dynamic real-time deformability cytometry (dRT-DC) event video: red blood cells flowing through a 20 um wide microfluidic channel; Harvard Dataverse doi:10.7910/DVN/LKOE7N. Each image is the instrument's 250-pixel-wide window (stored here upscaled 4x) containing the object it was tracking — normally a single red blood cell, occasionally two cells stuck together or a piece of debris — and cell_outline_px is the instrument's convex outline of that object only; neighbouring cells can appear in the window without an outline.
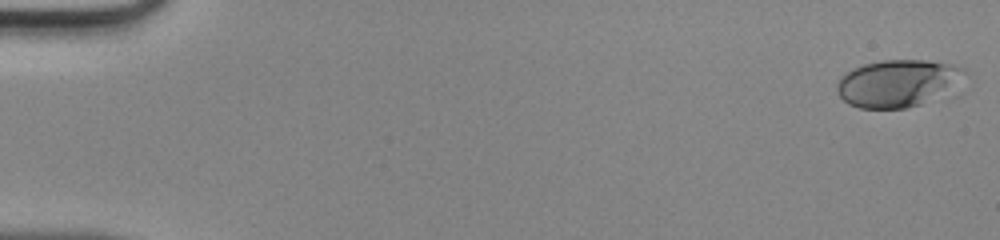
{"species": "human", "species_latin": "Homo sapiens", "temperature_condition": "room temperature", "stored_images_in_passage": 48, "camera_frame_rate_fps": 3000, "um_per_image_px": 0.085, "donor": {"sex": "male"}, "frame": {"image": 1, "passage_image": 1, "time_ms": 0.0, "image_size_px": [1000, 240], "cell_outline_px": [[964, 72], [920, 104], [908, 108], [860, 108], [848, 104], [836, 92], [836, 84], [852, 68], [864, 64], [884, 60], [924, 60], [952, 64], [964, 68]], "centroid_in_image_um": [76.09, 7.05], "position_along_channel_um": 8.9, "area_um2": 33.23}}
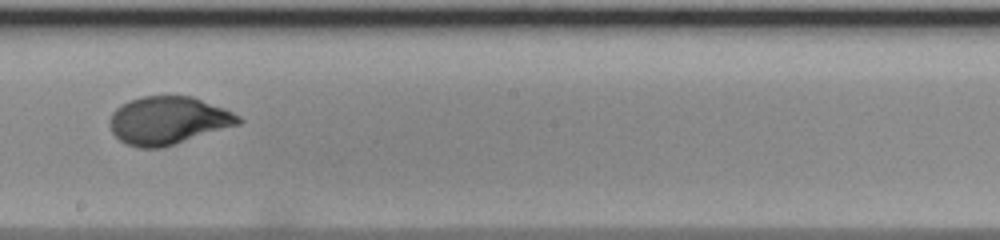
{"frame": {"image": 2, "passage_image": 28, "time_ms": 9.0, "image_size_px": [1000, 240], "cell_outline_px": [[244, 120], [240, 124], [176, 144], [160, 148], [140, 148], [128, 144], [120, 140], [112, 132], [108, 124], [112, 112], [120, 104], [128, 100], [144, 96], [192, 96], [224, 108], [240, 116]], "centroid_in_image_um": [14.29, 10.24], "position_along_channel_um": 233.9, "area_um2": 36.07}}
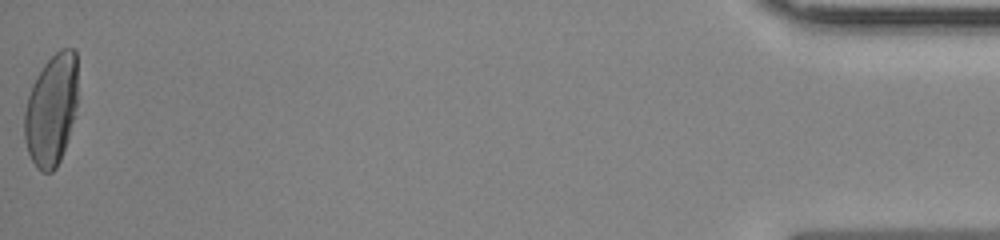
{"frame": {"image": 3, "passage_image": 48, "time_ms": 15.667, "image_size_px": [1000, 240], "cell_outline_px": [[76, 108], [68, 140], [60, 160], [56, 168], [52, 172], [40, 172], [32, 160], [28, 152], [24, 140], [24, 112], [28, 96], [32, 84], [36, 76], [44, 64], [60, 48], [72, 48], [76, 52]], "centroid_in_image_um": [4.35, 9.35], "position_along_channel_um": 430.9, "area_um2": 34.68}}